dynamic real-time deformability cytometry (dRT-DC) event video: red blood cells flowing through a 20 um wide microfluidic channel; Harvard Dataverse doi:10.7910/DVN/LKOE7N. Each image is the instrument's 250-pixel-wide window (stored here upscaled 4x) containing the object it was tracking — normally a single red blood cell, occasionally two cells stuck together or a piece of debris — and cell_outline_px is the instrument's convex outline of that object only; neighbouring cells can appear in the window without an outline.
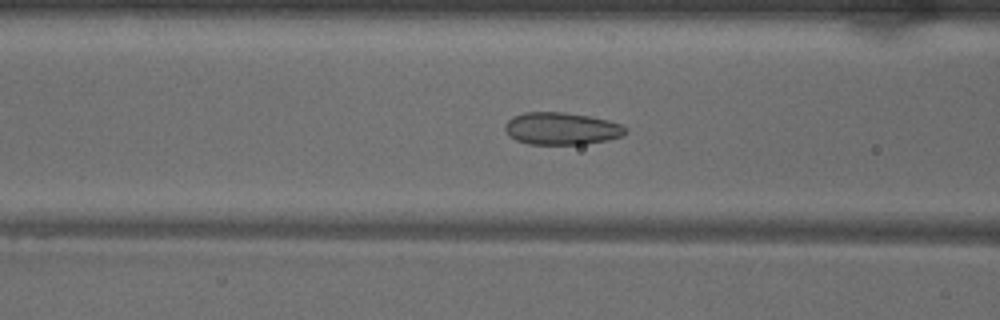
{"species": "common noctule bat (a hibernating species)", "species_latin": "Nyctalus noctula", "temperature_condition": "warm", "stored_images_in_passage": 49, "camera_frame_rate_fps": 3000, "um_per_image_px": 0.085, "animal": {"sex": "male", "body_mass_g": 18.8}, "frame": {"image": 1, "passage_image": 18, "time_ms": 5.667, "image_size_px": [1000, 320], "cell_outline_px": [[628, 132], [624, 136], [608, 140], [584, 144], [528, 144], [516, 140], [508, 136], [504, 128], [504, 124], [512, 116], [524, 112], [564, 112], [588, 116], [608, 120], [624, 124], [628, 128]], "centroid_in_image_um": [47.75, 10.93], "position_along_channel_um": 118.8, "area_um2": 23.06}}
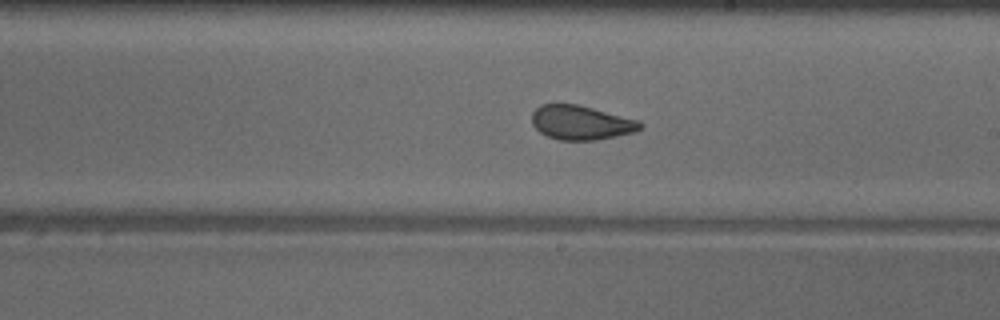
{"frame": {"image": 2, "passage_image": 27, "time_ms": 8.667, "image_size_px": [1000, 320], "cell_outline_px": [[644, 128], [636, 132], [596, 140], [560, 140], [548, 136], [540, 132], [532, 124], [532, 112], [540, 104], [556, 100], [576, 104], [640, 120], [644, 124]], "centroid_in_image_um": [49.38, 10.38], "position_along_channel_um": 239.6, "area_um2": 22.25}}
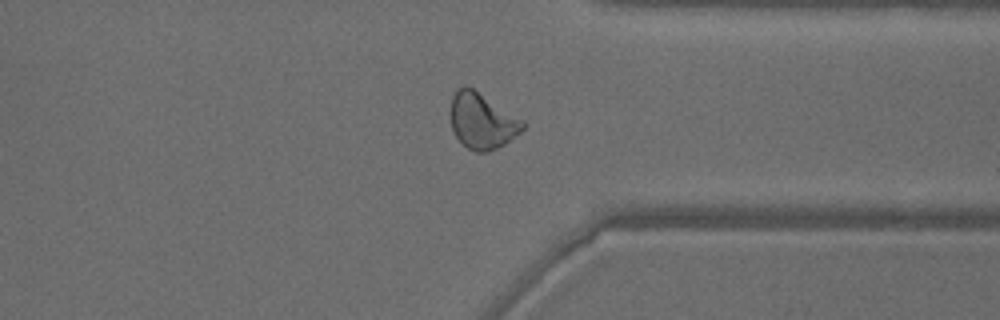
{"frame": {"image": 3, "passage_image": 37, "time_ms": 12.0, "image_size_px": [1000, 320], "cell_outline_px": [[524, 128], [520, 132], [504, 144], [488, 152], [476, 152], [468, 148], [456, 136], [452, 128], [452, 96], [464, 84], [472, 88], [524, 120]], "centroid_in_image_um": [41.0, 10.29], "position_along_channel_um": 370.4, "area_um2": 22.95}, "authors_computed_cell_mechanics": {"area_um2": 23.3512, "velocity_mm_per_s": 4.0283, "shape_relaxation_time_tau1_ms": null, "shape_relaxation_time_tau2_ms": 1.0844, "deformation_change_tau1": null, "deformation_change_tau2": 0.0683}}